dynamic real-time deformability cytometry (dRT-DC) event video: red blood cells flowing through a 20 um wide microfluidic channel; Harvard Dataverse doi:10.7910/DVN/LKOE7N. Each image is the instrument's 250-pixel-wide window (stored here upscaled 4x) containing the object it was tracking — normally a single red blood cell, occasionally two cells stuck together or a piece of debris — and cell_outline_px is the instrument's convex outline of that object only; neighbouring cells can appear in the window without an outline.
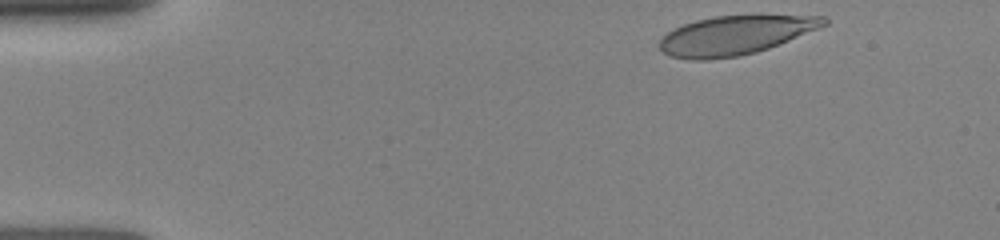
{"species": "human", "species_latin": "Homo sapiens", "temperature_condition": "room temperature", "stored_images_in_passage": 29, "camera_frame_rate_fps": 3000, "um_per_image_px": 0.085, "donor": {"sex": "female"}, "frame": {"image": 1, "passage_image": 1, "time_ms": 0.0, "image_size_px": [1000, 240], "cell_outline_px": [[828, 24], [820, 28], [768, 48], [756, 52], [736, 56], [704, 60], [692, 60], [668, 56], [660, 48], [660, 40], [668, 32], [684, 24], [696, 20], [716, 16], [752, 12], [760, 12], [824, 16], [828, 20]], "centroid_in_image_um": [62.59, 2.93], "position_along_channel_um": 22.4, "area_um2": 38.44}}
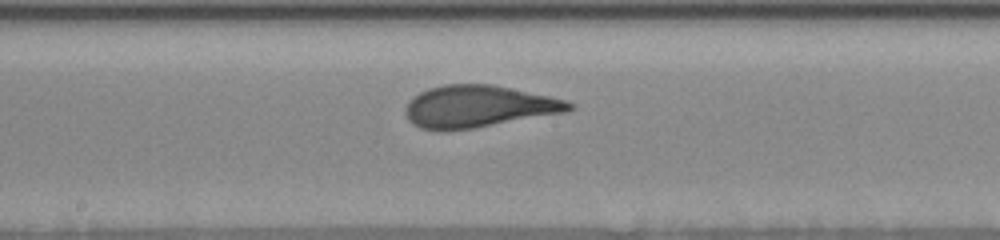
{"frame": {"image": 2, "passage_image": 16, "time_ms": 6.667, "image_size_px": [1000, 240], "cell_outline_px": [[576, 108], [568, 112], [448, 132], [436, 132], [420, 128], [412, 124], [408, 120], [404, 112], [404, 108], [408, 100], [412, 96], [428, 88], [444, 84], [492, 84], [548, 96], [564, 100], [576, 104]], "centroid_in_image_um": [40.61, 9.07], "position_along_channel_um": 207.6, "area_um2": 40.63}}
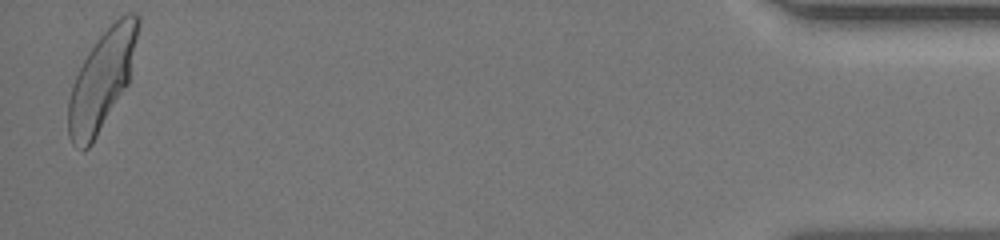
{"frame": {"image": 3, "passage_image": 29, "time_ms": 14.0, "image_size_px": [1000, 240], "cell_outline_px": [[140, 24], [128, 84], [92, 144], [84, 152], [80, 152], [72, 144], [68, 136], [68, 100], [76, 76], [84, 60], [100, 36], [120, 16], [128, 12], [136, 12], [140, 16]], "centroid_in_image_um": [8.66, 6.84], "position_along_channel_um": 426.5, "area_um2": 39.65}}